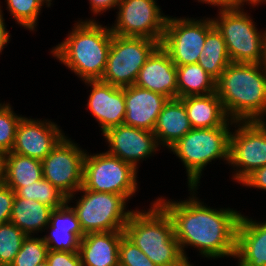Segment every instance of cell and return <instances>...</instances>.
<instances>
[{"label":"cell","mask_w":266,"mask_h":266,"mask_svg":"<svg viewBox=\"0 0 266 266\" xmlns=\"http://www.w3.org/2000/svg\"><path fill=\"white\" fill-rule=\"evenodd\" d=\"M198 187H189L186 200L158 197L155 201L170 216L174 235L180 250L190 265L185 248L198 249L207 259L235 256L237 225L241 212L232 208H215L204 205L196 197Z\"/></svg>","instance_id":"cell-1"},{"label":"cell","mask_w":266,"mask_h":266,"mask_svg":"<svg viewBox=\"0 0 266 266\" xmlns=\"http://www.w3.org/2000/svg\"><path fill=\"white\" fill-rule=\"evenodd\" d=\"M216 94L230 120L261 121L266 117L264 63L231 62L216 81Z\"/></svg>","instance_id":"cell-2"},{"label":"cell","mask_w":266,"mask_h":266,"mask_svg":"<svg viewBox=\"0 0 266 266\" xmlns=\"http://www.w3.org/2000/svg\"><path fill=\"white\" fill-rule=\"evenodd\" d=\"M63 42L51 50V55L82 81L101 80L112 41L110 26L95 18L79 20Z\"/></svg>","instance_id":"cell-3"},{"label":"cell","mask_w":266,"mask_h":266,"mask_svg":"<svg viewBox=\"0 0 266 266\" xmlns=\"http://www.w3.org/2000/svg\"><path fill=\"white\" fill-rule=\"evenodd\" d=\"M150 205L148 210H133L124 235L157 266H188L170 216L156 201Z\"/></svg>","instance_id":"cell-4"},{"label":"cell","mask_w":266,"mask_h":266,"mask_svg":"<svg viewBox=\"0 0 266 266\" xmlns=\"http://www.w3.org/2000/svg\"><path fill=\"white\" fill-rule=\"evenodd\" d=\"M233 124L234 121L229 120L222 127L192 128L169 149L186 169L188 188L200 186L202 171L212 160L223 159L229 164L230 127Z\"/></svg>","instance_id":"cell-5"},{"label":"cell","mask_w":266,"mask_h":266,"mask_svg":"<svg viewBox=\"0 0 266 266\" xmlns=\"http://www.w3.org/2000/svg\"><path fill=\"white\" fill-rule=\"evenodd\" d=\"M212 18L214 26L221 33L234 63L263 64L266 52V30L258 28L245 10H218Z\"/></svg>","instance_id":"cell-6"},{"label":"cell","mask_w":266,"mask_h":266,"mask_svg":"<svg viewBox=\"0 0 266 266\" xmlns=\"http://www.w3.org/2000/svg\"><path fill=\"white\" fill-rule=\"evenodd\" d=\"M78 192L82 194L75 200ZM73 200H78L74 206L70 204L74 203ZM126 202L128 200L123 195L91 191L83 186L67 197V203L75 211L84 234L124 230L133 212L126 209Z\"/></svg>","instance_id":"cell-7"},{"label":"cell","mask_w":266,"mask_h":266,"mask_svg":"<svg viewBox=\"0 0 266 266\" xmlns=\"http://www.w3.org/2000/svg\"><path fill=\"white\" fill-rule=\"evenodd\" d=\"M137 169L108 152L84 158L83 187L96 192L123 195L127 200L138 191Z\"/></svg>","instance_id":"cell-8"},{"label":"cell","mask_w":266,"mask_h":266,"mask_svg":"<svg viewBox=\"0 0 266 266\" xmlns=\"http://www.w3.org/2000/svg\"><path fill=\"white\" fill-rule=\"evenodd\" d=\"M159 45L152 39L113 34L101 81L122 88L134 85L140 69Z\"/></svg>","instance_id":"cell-9"},{"label":"cell","mask_w":266,"mask_h":266,"mask_svg":"<svg viewBox=\"0 0 266 266\" xmlns=\"http://www.w3.org/2000/svg\"><path fill=\"white\" fill-rule=\"evenodd\" d=\"M233 128L228 165L235 169L232 179L240 184L266 165V126L261 121H234Z\"/></svg>","instance_id":"cell-10"},{"label":"cell","mask_w":266,"mask_h":266,"mask_svg":"<svg viewBox=\"0 0 266 266\" xmlns=\"http://www.w3.org/2000/svg\"><path fill=\"white\" fill-rule=\"evenodd\" d=\"M172 17L167 18L160 46L176 66L197 63L206 35L214 27L212 18Z\"/></svg>","instance_id":"cell-11"},{"label":"cell","mask_w":266,"mask_h":266,"mask_svg":"<svg viewBox=\"0 0 266 266\" xmlns=\"http://www.w3.org/2000/svg\"><path fill=\"white\" fill-rule=\"evenodd\" d=\"M157 0H121L116 20L112 23L114 35L142 37L162 41L168 15H164Z\"/></svg>","instance_id":"cell-12"},{"label":"cell","mask_w":266,"mask_h":266,"mask_svg":"<svg viewBox=\"0 0 266 266\" xmlns=\"http://www.w3.org/2000/svg\"><path fill=\"white\" fill-rule=\"evenodd\" d=\"M66 135L42 160L43 178L67 197L83 186L86 151Z\"/></svg>","instance_id":"cell-13"},{"label":"cell","mask_w":266,"mask_h":266,"mask_svg":"<svg viewBox=\"0 0 266 266\" xmlns=\"http://www.w3.org/2000/svg\"><path fill=\"white\" fill-rule=\"evenodd\" d=\"M103 136L108 144L106 152L132 164L137 170L139 162L155 155L160 147L153 132L125 124L107 129Z\"/></svg>","instance_id":"cell-14"},{"label":"cell","mask_w":266,"mask_h":266,"mask_svg":"<svg viewBox=\"0 0 266 266\" xmlns=\"http://www.w3.org/2000/svg\"><path fill=\"white\" fill-rule=\"evenodd\" d=\"M64 136L51 120L22 117L11 152L42 161Z\"/></svg>","instance_id":"cell-15"},{"label":"cell","mask_w":266,"mask_h":266,"mask_svg":"<svg viewBox=\"0 0 266 266\" xmlns=\"http://www.w3.org/2000/svg\"><path fill=\"white\" fill-rule=\"evenodd\" d=\"M91 87L87 107L103 134L107 129L123 124L126 114L124 87L101 80L83 81Z\"/></svg>","instance_id":"cell-16"},{"label":"cell","mask_w":266,"mask_h":266,"mask_svg":"<svg viewBox=\"0 0 266 266\" xmlns=\"http://www.w3.org/2000/svg\"><path fill=\"white\" fill-rule=\"evenodd\" d=\"M170 99L177 98V68L159 45L139 71L135 84Z\"/></svg>","instance_id":"cell-17"},{"label":"cell","mask_w":266,"mask_h":266,"mask_svg":"<svg viewBox=\"0 0 266 266\" xmlns=\"http://www.w3.org/2000/svg\"><path fill=\"white\" fill-rule=\"evenodd\" d=\"M126 114L123 124L153 132L158 116L168 98L131 85L124 87Z\"/></svg>","instance_id":"cell-18"},{"label":"cell","mask_w":266,"mask_h":266,"mask_svg":"<svg viewBox=\"0 0 266 266\" xmlns=\"http://www.w3.org/2000/svg\"><path fill=\"white\" fill-rule=\"evenodd\" d=\"M234 258L238 266H266V221L241 214L236 233Z\"/></svg>","instance_id":"cell-19"},{"label":"cell","mask_w":266,"mask_h":266,"mask_svg":"<svg viewBox=\"0 0 266 266\" xmlns=\"http://www.w3.org/2000/svg\"><path fill=\"white\" fill-rule=\"evenodd\" d=\"M46 230L49 234H45L43 239L49 250L79 252L80 240L85 234L75 211L68 203L51 212Z\"/></svg>","instance_id":"cell-20"},{"label":"cell","mask_w":266,"mask_h":266,"mask_svg":"<svg viewBox=\"0 0 266 266\" xmlns=\"http://www.w3.org/2000/svg\"><path fill=\"white\" fill-rule=\"evenodd\" d=\"M124 230L87 233L80 240L82 266H119V244Z\"/></svg>","instance_id":"cell-21"},{"label":"cell","mask_w":266,"mask_h":266,"mask_svg":"<svg viewBox=\"0 0 266 266\" xmlns=\"http://www.w3.org/2000/svg\"><path fill=\"white\" fill-rule=\"evenodd\" d=\"M192 129L184 103L170 99L160 112L153 133L158 145L168 150Z\"/></svg>","instance_id":"cell-22"},{"label":"cell","mask_w":266,"mask_h":266,"mask_svg":"<svg viewBox=\"0 0 266 266\" xmlns=\"http://www.w3.org/2000/svg\"><path fill=\"white\" fill-rule=\"evenodd\" d=\"M185 106L192 128H214L224 126L230 119L216 92L203 96L179 98Z\"/></svg>","instance_id":"cell-23"},{"label":"cell","mask_w":266,"mask_h":266,"mask_svg":"<svg viewBox=\"0 0 266 266\" xmlns=\"http://www.w3.org/2000/svg\"><path fill=\"white\" fill-rule=\"evenodd\" d=\"M1 158V181L14 192L43 178L42 161L7 152Z\"/></svg>","instance_id":"cell-24"},{"label":"cell","mask_w":266,"mask_h":266,"mask_svg":"<svg viewBox=\"0 0 266 266\" xmlns=\"http://www.w3.org/2000/svg\"><path fill=\"white\" fill-rule=\"evenodd\" d=\"M53 210L52 207L46 204L33 199L21 198L15 194L10 222L21 229L27 236L35 235V233L38 235L39 231L42 233L46 230Z\"/></svg>","instance_id":"cell-25"},{"label":"cell","mask_w":266,"mask_h":266,"mask_svg":"<svg viewBox=\"0 0 266 266\" xmlns=\"http://www.w3.org/2000/svg\"><path fill=\"white\" fill-rule=\"evenodd\" d=\"M177 98L203 96L216 92V80L198 63L176 66Z\"/></svg>","instance_id":"cell-26"},{"label":"cell","mask_w":266,"mask_h":266,"mask_svg":"<svg viewBox=\"0 0 266 266\" xmlns=\"http://www.w3.org/2000/svg\"><path fill=\"white\" fill-rule=\"evenodd\" d=\"M231 62L226 43L214 26L206 35L204 47L197 63L217 81Z\"/></svg>","instance_id":"cell-27"},{"label":"cell","mask_w":266,"mask_h":266,"mask_svg":"<svg viewBox=\"0 0 266 266\" xmlns=\"http://www.w3.org/2000/svg\"><path fill=\"white\" fill-rule=\"evenodd\" d=\"M15 194L21 198L36 200L53 209L63 207L67 203V196L44 178L19 188Z\"/></svg>","instance_id":"cell-28"},{"label":"cell","mask_w":266,"mask_h":266,"mask_svg":"<svg viewBox=\"0 0 266 266\" xmlns=\"http://www.w3.org/2000/svg\"><path fill=\"white\" fill-rule=\"evenodd\" d=\"M7 11L16 21V24L28 29L36 31L39 15L42 6H51V0H5Z\"/></svg>","instance_id":"cell-29"},{"label":"cell","mask_w":266,"mask_h":266,"mask_svg":"<svg viewBox=\"0 0 266 266\" xmlns=\"http://www.w3.org/2000/svg\"><path fill=\"white\" fill-rule=\"evenodd\" d=\"M27 235L12 222L0 224V266H10Z\"/></svg>","instance_id":"cell-30"},{"label":"cell","mask_w":266,"mask_h":266,"mask_svg":"<svg viewBox=\"0 0 266 266\" xmlns=\"http://www.w3.org/2000/svg\"><path fill=\"white\" fill-rule=\"evenodd\" d=\"M48 251L43 237L26 236L10 266H36L47 260Z\"/></svg>","instance_id":"cell-31"},{"label":"cell","mask_w":266,"mask_h":266,"mask_svg":"<svg viewBox=\"0 0 266 266\" xmlns=\"http://www.w3.org/2000/svg\"><path fill=\"white\" fill-rule=\"evenodd\" d=\"M23 116L15 114L10 103H0V156L11 152L17 126Z\"/></svg>","instance_id":"cell-32"},{"label":"cell","mask_w":266,"mask_h":266,"mask_svg":"<svg viewBox=\"0 0 266 266\" xmlns=\"http://www.w3.org/2000/svg\"><path fill=\"white\" fill-rule=\"evenodd\" d=\"M119 266H157L125 235L119 244Z\"/></svg>","instance_id":"cell-33"},{"label":"cell","mask_w":266,"mask_h":266,"mask_svg":"<svg viewBox=\"0 0 266 266\" xmlns=\"http://www.w3.org/2000/svg\"><path fill=\"white\" fill-rule=\"evenodd\" d=\"M46 261L48 266H82L79 252L49 250Z\"/></svg>","instance_id":"cell-34"},{"label":"cell","mask_w":266,"mask_h":266,"mask_svg":"<svg viewBox=\"0 0 266 266\" xmlns=\"http://www.w3.org/2000/svg\"><path fill=\"white\" fill-rule=\"evenodd\" d=\"M15 192L0 181V224L10 222Z\"/></svg>","instance_id":"cell-35"},{"label":"cell","mask_w":266,"mask_h":266,"mask_svg":"<svg viewBox=\"0 0 266 266\" xmlns=\"http://www.w3.org/2000/svg\"><path fill=\"white\" fill-rule=\"evenodd\" d=\"M240 184L266 191V165L252 172Z\"/></svg>","instance_id":"cell-36"},{"label":"cell","mask_w":266,"mask_h":266,"mask_svg":"<svg viewBox=\"0 0 266 266\" xmlns=\"http://www.w3.org/2000/svg\"><path fill=\"white\" fill-rule=\"evenodd\" d=\"M90 4V10L92 14L97 16V14H103L110 9H117L118 4L121 0H88Z\"/></svg>","instance_id":"cell-37"},{"label":"cell","mask_w":266,"mask_h":266,"mask_svg":"<svg viewBox=\"0 0 266 266\" xmlns=\"http://www.w3.org/2000/svg\"><path fill=\"white\" fill-rule=\"evenodd\" d=\"M2 8L0 5V53H2V50L5 46H7L8 42L10 41V33L7 31L6 25H5V18H3Z\"/></svg>","instance_id":"cell-38"},{"label":"cell","mask_w":266,"mask_h":266,"mask_svg":"<svg viewBox=\"0 0 266 266\" xmlns=\"http://www.w3.org/2000/svg\"><path fill=\"white\" fill-rule=\"evenodd\" d=\"M198 2L217 6L218 10L234 9V0H197Z\"/></svg>","instance_id":"cell-39"},{"label":"cell","mask_w":266,"mask_h":266,"mask_svg":"<svg viewBox=\"0 0 266 266\" xmlns=\"http://www.w3.org/2000/svg\"><path fill=\"white\" fill-rule=\"evenodd\" d=\"M263 2L265 4L266 0H234V9L244 10L243 6L245 5H250V7H256L257 5H261Z\"/></svg>","instance_id":"cell-40"},{"label":"cell","mask_w":266,"mask_h":266,"mask_svg":"<svg viewBox=\"0 0 266 266\" xmlns=\"http://www.w3.org/2000/svg\"><path fill=\"white\" fill-rule=\"evenodd\" d=\"M36 266H48L47 261H44L43 263L37 264Z\"/></svg>","instance_id":"cell-41"},{"label":"cell","mask_w":266,"mask_h":266,"mask_svg":"<svg viewBox=\"0 0 266 266\" xmlns=\"http://www.w3.org/2000/svg\"><path fill=\"white\" fill-rule=\"evenodd\" d=\"M261 122L266 126V118L262 119Z\"/></svg>","instance_id":"cell-42"},{"label":"cell","mask_w":266,"mask_h":266,"mask_svg":"<svg viewBox=\"0 0 266 266\" xmlns=\"http://www.w3.org/2000/svg\"><path fill=\"white\" fill-rule=\"evenodd\" d=\"M0 181H1V158H0Z\"/></svg>","instance_id":"cell-43"}]
</instances>
